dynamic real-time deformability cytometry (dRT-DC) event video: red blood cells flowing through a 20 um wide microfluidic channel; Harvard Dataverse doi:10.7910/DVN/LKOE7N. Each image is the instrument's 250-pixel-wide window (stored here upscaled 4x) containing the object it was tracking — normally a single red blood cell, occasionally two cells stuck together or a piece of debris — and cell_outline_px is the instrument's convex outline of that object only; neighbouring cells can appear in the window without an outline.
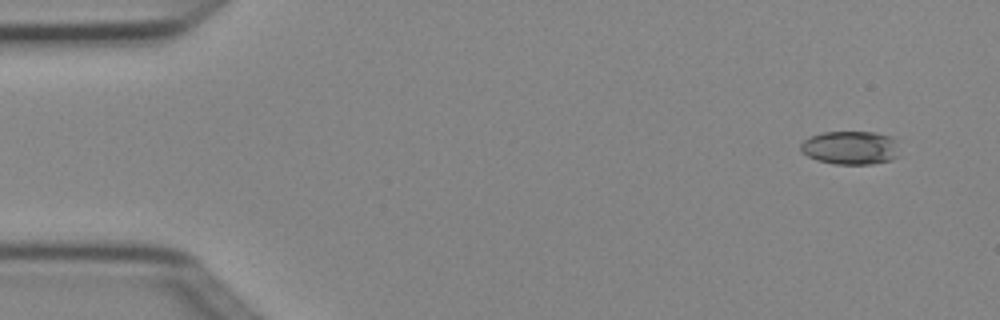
{"species": "Egyptian fruit bat (a non-hibernating species)", "species_latin": "Rousettus aegyptiacus", "temperature_condition": "cold", "stored_images_in_passage": 3, "camera_frame_rate_fps": 3000, "um_per_image_px": 0.085, "animal": {"sex": "female"}, "frame": {"image": 1, "passage_image": 3, "time_ms": 0.667, "image_size_px": [1000, 320], "cell_outline_px": [[900, 156], [892, 160], [872, 164], [836, 164], [816, 160], [800, 152], [800, 144], [804, 140], [812, 136], [824, 132], [876, 132], [892, 136]], "centroid_in_image_um": [72.29, 12.56], "position_along_channel_um": 12.7, "area_um2": 19.42}}